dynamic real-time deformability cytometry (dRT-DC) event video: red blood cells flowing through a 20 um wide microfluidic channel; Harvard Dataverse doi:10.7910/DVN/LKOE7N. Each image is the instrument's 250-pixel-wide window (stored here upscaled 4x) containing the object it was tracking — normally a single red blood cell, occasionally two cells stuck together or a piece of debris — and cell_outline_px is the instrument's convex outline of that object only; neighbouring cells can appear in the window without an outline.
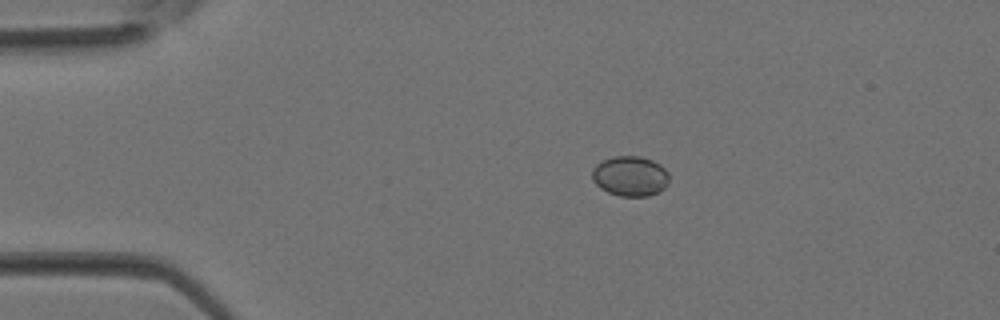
{"species": "Egyptian fruit bat (a non-hibernating species)", "species_latin": "Rousettus aegyptiacus", "temperature_condition": "room temperature", "stored_images_in_passage": 4, "camera_frame_rate_fps": 3000, "um_per_image_px": 0.085, "animal": {"sex": "female"}, "frame": {"image": 1, "passage_image": 3, "time_ms": 0.667, "image_size_px": [1000, 320], "cell_outline_px": [[668, 184], [664, 188], [648, 196], [620, 196], [608, 192], [600, 188], [592, 180], [592, 168], [600, 160], [612, 156], [640, 156], [652, 160], [660, 164], [668, 172]], "centroid_in_image_um": [53.54, 14.95], "position_along_channel_um": 31.5, "area_um2": 18.15}}